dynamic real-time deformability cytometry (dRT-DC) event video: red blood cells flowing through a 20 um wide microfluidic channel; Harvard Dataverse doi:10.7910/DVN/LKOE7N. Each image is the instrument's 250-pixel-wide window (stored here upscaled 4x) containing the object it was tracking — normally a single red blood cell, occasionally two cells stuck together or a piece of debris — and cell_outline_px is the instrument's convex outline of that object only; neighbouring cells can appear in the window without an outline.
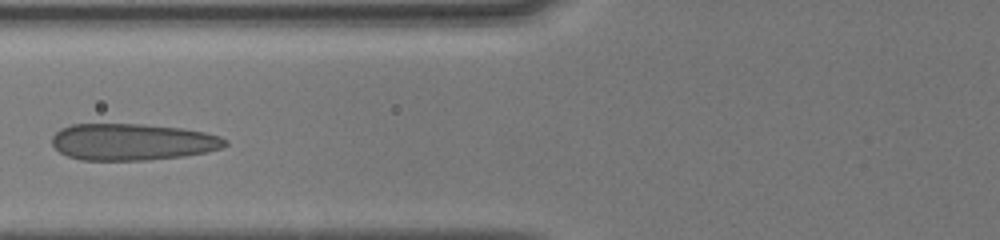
{"species": "human", "species_latin": "Homo sapiens", "temperature_condition": "cold", "stored_images_in_passage": 11, "camera_frame_rate_fps": 3000, "um_per_image_px": 0.085, "donor": {"sex": "male"}, "frame": {"image": 1, "passage_image": 4, "time_ms": 1.667, "image_size_px": [1000, 240], "cell_outline_px": [[228, 144], [220, 148], [208, 152], [184, 156], [144, 160], [80, 160], [68, 156], [60, 152], [52, 144], [52, 136], [60, 128], [72, 124], [144, 124], [184, 128], [204, 132], [220, 136], [228, 140]], "centroid_in_image_um": [11.26, 12.06], "position_along_channel_um": 114.5, "area_um2": 37.22}}
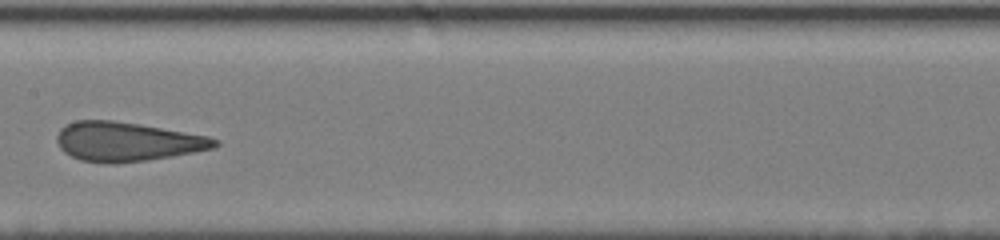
{"frame": {"image": 2, "passage_image": 8, "time_ms": 3.667, "image_size_px": [1000, 240], "cell_outline_px": [[220, 144], [216, 148], [172, 156], [148, 160], [112, 164], [104, 164], [80, 160], [64, 152], [60, 148], [56, 140], [56, 136], [60, 128], [76, 120], [112, 120], [140, 124], [208, 136], [220, 140]], "centroid_in_image_um": [10.8, 12.05], "position_along_channel_um": 196.6, "area_um2": 36.3}}
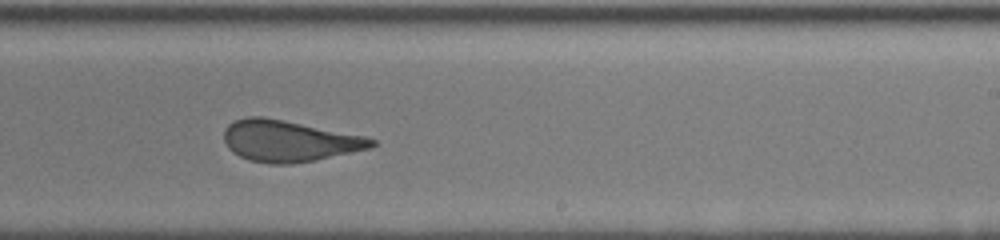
{"frame": {"image": 3, "passage_image": 10, "time_ms": 5.333, "image_size_px": [1000, 240], "cell_outline_px": [[376, 144], [372, 148], [292, 164], [268, 164], [248, 160], [232, 152], [228, 148], [224, 140], [224, 128], [228, 124], [236, 120], [248, 116], [264, 116], [364, 136], [376, 140]], "centroid_in_image_um": [24.52, 11.98], "position_along_channel_um": 264.5, "area_um2": 35.43}}